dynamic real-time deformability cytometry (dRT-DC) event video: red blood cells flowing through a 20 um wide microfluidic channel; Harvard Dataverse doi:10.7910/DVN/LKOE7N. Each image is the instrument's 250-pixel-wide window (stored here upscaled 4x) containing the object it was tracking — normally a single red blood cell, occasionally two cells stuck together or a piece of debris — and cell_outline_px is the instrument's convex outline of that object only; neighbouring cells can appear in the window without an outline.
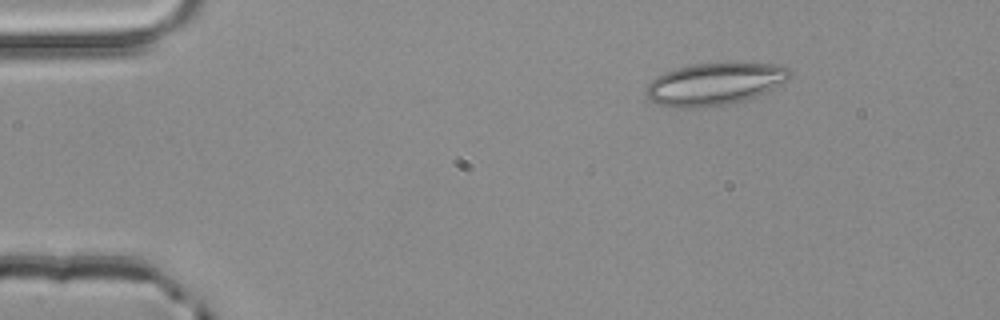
{"species": "common noctule bat (a hibernating species)", "species_latin": "Nyctalus noctula", "temperature_condition": "room temperature", "stored_images_in_passage": 3, "camera_frame_rate_fps": 3000, "um_per_image_px": 0.085, "animal": {"sex": "male", "body_mass_g": 20.4}, "frame": {"image": 1, "passage_image": 1, "time_ms": 0.0, "image_size_px": [1000, 320], "cell_outline_px": [[792, 76], [788, 80], [756, 96], [728, 104], [704, 108], [676, 108], [660, 104], [652, 100], [644, 92], [648, 84], [656, 76], [664, 72], [676, 68], [692, 64], [780, 64], [788, 68], [792, 72]], "centroid_in_image_um": [60.73, 7.15], "position_along_channel_um": 24.3, "area_um2": 35.08}}